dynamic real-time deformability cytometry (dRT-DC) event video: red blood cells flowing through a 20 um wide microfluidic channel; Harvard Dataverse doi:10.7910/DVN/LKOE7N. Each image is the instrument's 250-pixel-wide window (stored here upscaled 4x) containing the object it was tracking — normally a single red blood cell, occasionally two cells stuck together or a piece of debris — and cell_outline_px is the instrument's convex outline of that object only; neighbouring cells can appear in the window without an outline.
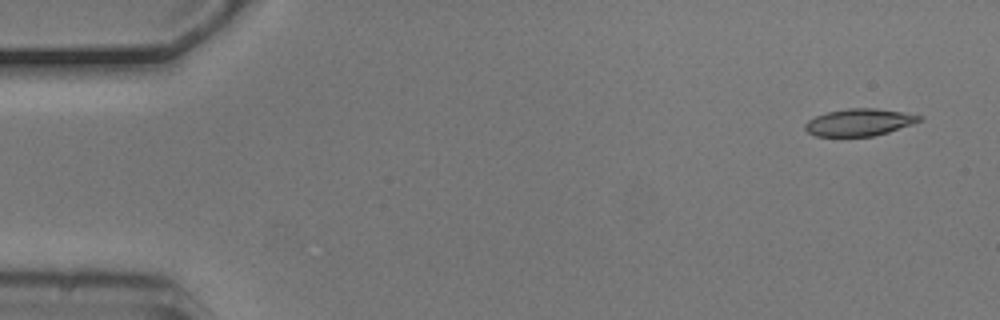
{"species": "common noctule bat (a hibernating species)", "species_latin": "Nyctalus noctula", "temperature_condition": "cold", "stored_images_in_passage": 5, "camera_frame_rate_fps": 3000, "um_per_image_px": 0.085, "animal": {"sex": "male", "body_mass_g": 20.5, "forearm_length_mm": 52.5}, "frame": {"image": 1, "passage_image": 1, "time_ms": 0.0, "image_size_px": [1000, 320], "cell_outline_px": [[924, 116], [920, 120], [912, 124], [888, 132], [872, 136], [816, 136], [808, 132], [804, 128], [804, 124], [808, 120], [816, 116], [828, 112], [848, 108], [872, 108], [900, 112]], "centroid_in_image_um": [73.01, 10.4], "position_along_channel_um": 12.0, "area_um2": 17.8}}
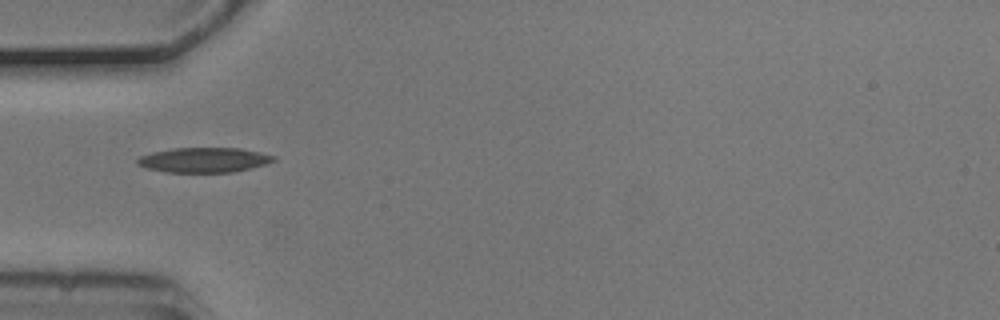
{"frame": {"image": 2, "passage_image": 5, "time_ms": 1.333, "image_size_px": [1000, 320], "cell_outline_px": [[276, 160], [264, 164], [232, 172], [164, 172], [148, 168], [136, 164], [136, 160], [140, 156], [152, 152], [176, 148], [240, 148], [260, 152], [276, 156]], "centroid_in_image_um": [17.32, 13.59], "position_along_channel_um": 67.7, "area_um2": 19.59}}